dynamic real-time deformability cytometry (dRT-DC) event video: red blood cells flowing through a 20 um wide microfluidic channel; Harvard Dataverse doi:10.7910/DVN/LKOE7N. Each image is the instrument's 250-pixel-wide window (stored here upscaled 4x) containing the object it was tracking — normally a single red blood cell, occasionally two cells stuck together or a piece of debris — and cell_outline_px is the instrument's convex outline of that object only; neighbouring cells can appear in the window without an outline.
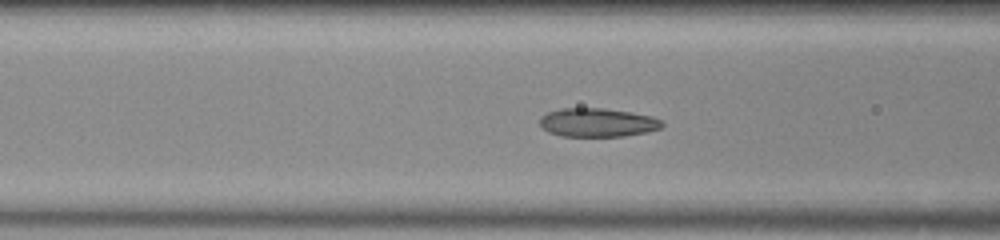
{"species": "common noctule bat (a hibernating species)", "species_latin": "Nyctalus noctula", "temperature_condition": "room temperature", "stored_images_in_passage": 39, "camera_frame_rate_fps": 3000, "um_per_image_px": 0.085, "animal": {"sex": "male", "body_mass_g": 20.0, "forearm_length_mm": 53.3}, "frame": {"image": 1, "passage_image": 4, "time_ms": 1.0, "image_size_px": [1000, 240], "cell_outline_px": [[664, 124], [660, 128], [648, 132], [624, 136], [560, 136], [548, 132], [540, 124], [540, 116], [548, 112], [560, 108], [604, 108], [632, 112], [652, 116], [660, 120]], "centroid_in_image_um": [50.79, 10.41], "position_along_channel_um": 115.8, "area_um2": 20.52}}
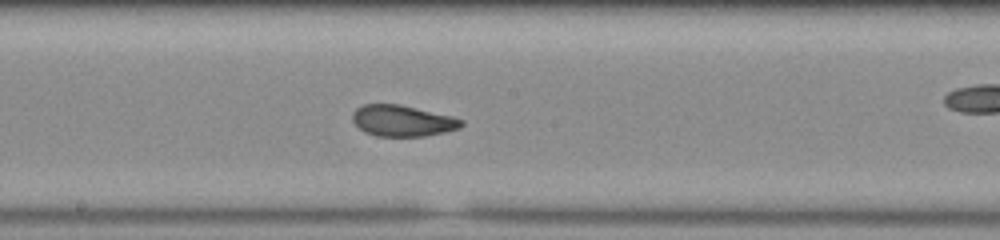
{"frame": {"image": 2, "passage_image": 12, "time_ms": 3.667, "image_size_px": [1000, 240], "cell_outline_px": [[464, 124], [460, 128], [444, 132], [424, 136], [376, 136], [364, 132], [352, 120], [352, 112], [356, 108], [364, 104], [400, 104], [452, 116], [464, 120]], "centroid_in_image_um": [34.21, 10.26], "position_along_channel_um": 214.0, "area_um2": 19.83}}
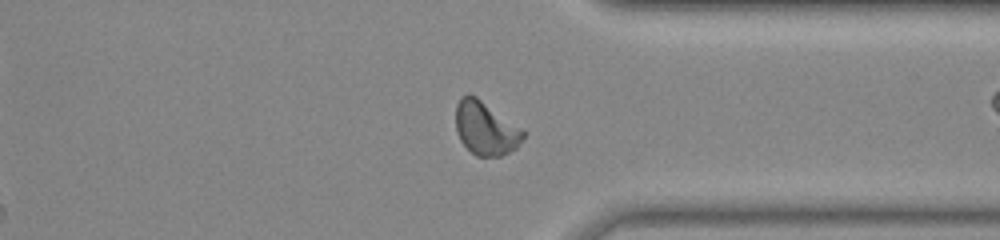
{"frame": {"image": 3, "passage_image": 25, "time_ms": 8.0, "image_size_px": [1000, 240], "cell_outline_px": [[524, 136], [516, 148], [500, 156], [476, 156], [460, 140], [456, 132], [456, 104], [460, 96], [468, 92], [476, 96], [524, 132]], "centroid_in_image_um": [41.21, 10.89], "position_along_channel_um": 370.2, "area_um2": 20.58}}